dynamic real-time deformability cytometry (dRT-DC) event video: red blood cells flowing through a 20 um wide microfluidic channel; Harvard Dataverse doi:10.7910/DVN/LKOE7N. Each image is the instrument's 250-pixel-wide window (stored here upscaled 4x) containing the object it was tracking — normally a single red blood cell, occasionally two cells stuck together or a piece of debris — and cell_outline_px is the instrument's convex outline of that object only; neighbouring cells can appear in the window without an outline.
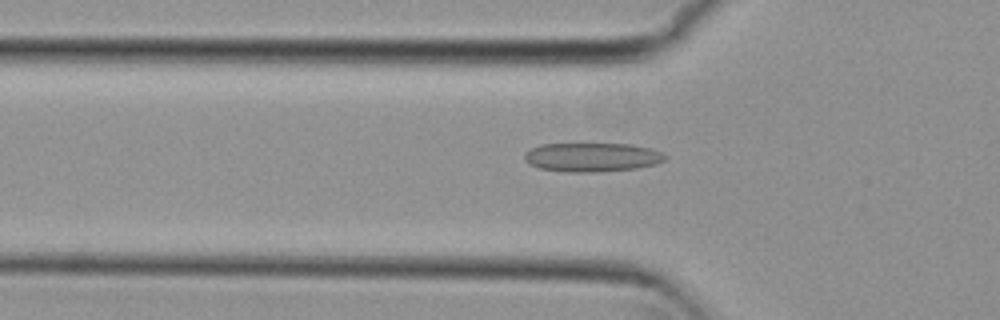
{"species": "common noctule bat (a hibernating species)", "species_latin": "Nyctalus noctula", "temperature_condition": "cold", "stored_images_in_passage": 55, "camera_frame_rate_fps": 3000, "um_per_image_px": 0.085, "animal": {"sex": "female", "body_mass_g": 29.2, "forearm_length_mm": 56.3}, "frame": {"image": 1, "passage_image": 18, "time_ms": 5.667, "image_size_px": [1000, 320], "cell_outline_px": [[668, 156], [664, 160], [656, 164], [636, 168], [596, 172], [568, 172], [540, 168], [524, 160], [524, 152], [540, 144], [632, 144], [652, 148]], "centroid_in_image_um": [50.34, 13.35], "position_along_channel_um": 75.5, "area_um2": 23.7}}
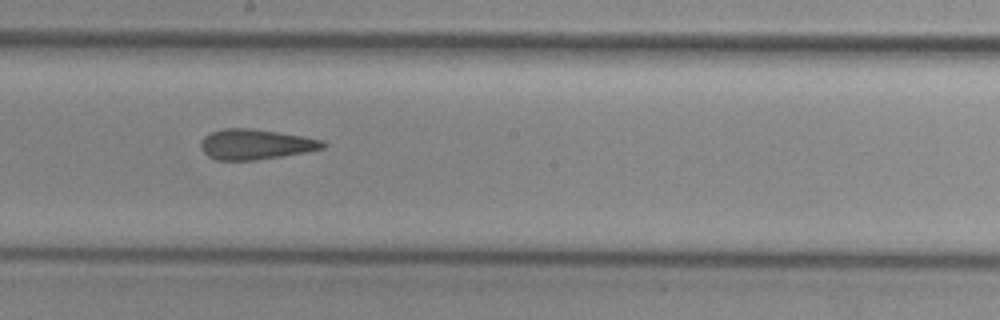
{"frame": {"image": 2, "passage_image": 30, "time_ms": 9.667, "image_size_px": [1000, 320], "cell_outline_px": [[328, 144], [324, 148], [304, 152], [256, 160], [216, 160], [208, 156], [200, 148], [200, 140], [204, 136], [212, 132], [224, 128], [252, 128], [304, 136], [324, 140]], "centroid_in_image_um": [21.72, 12.26], "position_along_channel_um": 226.5, "area_um2": 21.62}}
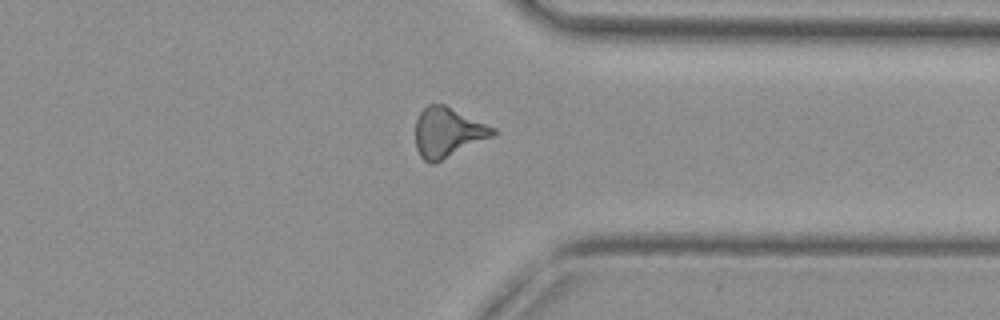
{"frame": {"image": 3, "passage_image": 42, "time_ms": 13.667, "image_size_px": [1000, 320], "cell_outline_px": [[496, 136], [436, 164], [432, 164], [424, 160], [420, 156], [416, 148], [416, 120], [420, 112], [428, 104], [444, 104], [496, 128]], "centroid_in_image_um": [38.09, 11.29], "position_along_channel_um": 373.3, "area_um2": 22.89}, "authors_computed_cell_mechanics": {"area_um2": 21.964, "velocity_mm_per_s": 3.7579, "shape_relaxation_time_tau1_ms": null, "shape_relaxation_time_tau2_ms": 3.0783, "deformation_change_tau1": null, "deformation_change_tau2": 0.1222}}